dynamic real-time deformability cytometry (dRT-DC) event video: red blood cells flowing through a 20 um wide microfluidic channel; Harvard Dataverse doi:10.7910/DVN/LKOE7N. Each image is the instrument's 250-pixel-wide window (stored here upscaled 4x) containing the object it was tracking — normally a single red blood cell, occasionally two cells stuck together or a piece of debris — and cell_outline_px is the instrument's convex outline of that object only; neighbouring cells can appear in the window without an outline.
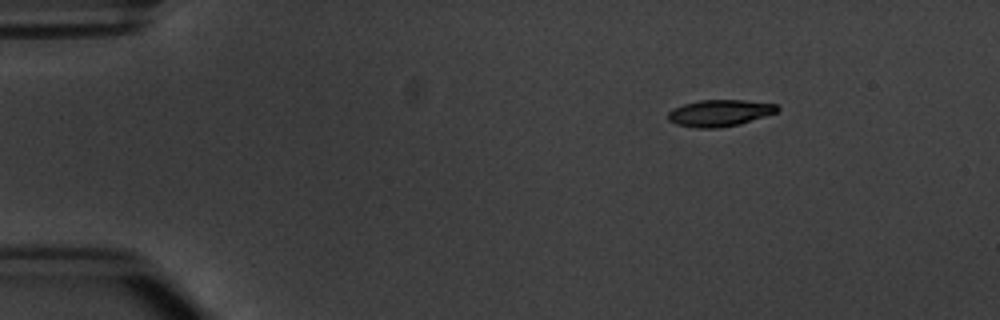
{"species": "common noctule bat (a hibernating species)", "species_latin": "Nyctalus noctula", "temperature_condition": "warm", "stored_images_in_passage": 6, "camera_frame_rate_fps": 3000, "um_per_image_px": 0.085, "animal": {"sex": "male", "body_mass_g": 20.1, "forearm_length_mm": 53.5}, "frame": {"image": 1, "passage_image": 1, "time_ms": 0.0, "image_size_px": [1000, 320], "cell_outline_px": [[780, 108], [776, 112], [740, 124], [720, 128], [696, 128], [676, 124], [668, 120], [668, 112], [672, 108], [684, 104], [700, 100], [744, 100], [776, 104]], "centroid_in_image_um": [61.14, 9.61], "position_along_channel_um": 23.9, "area_um2": 16.94}}
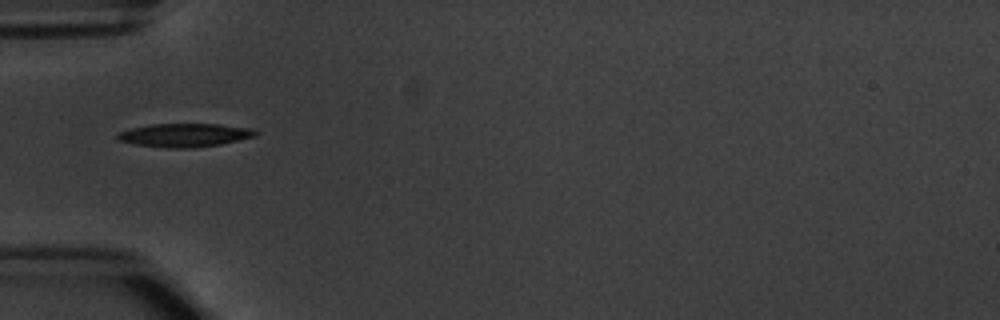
{"frame": {"image": 2, "passage_image": 3, "time_ms": 3.333, "image_size_px": [1000, 320], "cell_outline_px": [[256, 136], [220, 144], [192, 148], [168, 148], [136, 144], [116, 140], [116, 136], [120, 132], [128, 128], [152, 124], [220, 124], [252, 128], [256, 132]], "centroid_in_image_um": [15.67, 11.48], "position_along_channel_um": 69.3, "area_um2": 18.84}}
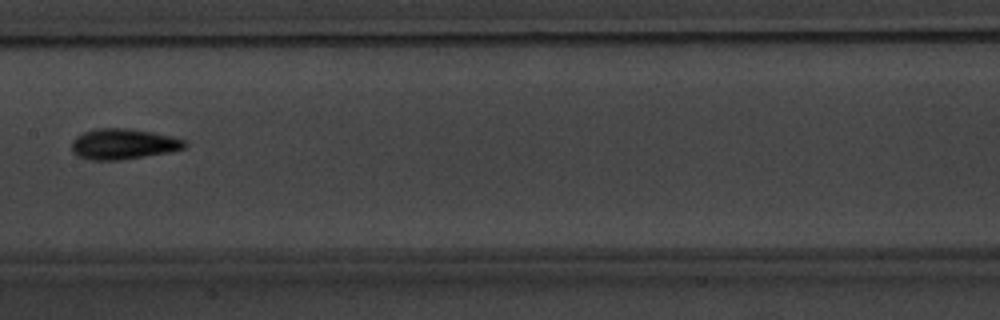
{"frame": {"image": 3, "passage_image": 6, "time_ms": 6.667, "image_size_px": [1000, 320], "cell_outline_px": [[188, 144], [184, 148], [168, 152], [120, 160], [88, 160], [76, 156], [72, 152], [72, 140], [76, 136], [84, 132], [96, 128], [128, 128], [152, 132], [172, 136], [188, 140]], "centroid_in_image_um": [10.47, 12.24], "position_along_channel_um": 196.9, "area_um2": 20.35}}